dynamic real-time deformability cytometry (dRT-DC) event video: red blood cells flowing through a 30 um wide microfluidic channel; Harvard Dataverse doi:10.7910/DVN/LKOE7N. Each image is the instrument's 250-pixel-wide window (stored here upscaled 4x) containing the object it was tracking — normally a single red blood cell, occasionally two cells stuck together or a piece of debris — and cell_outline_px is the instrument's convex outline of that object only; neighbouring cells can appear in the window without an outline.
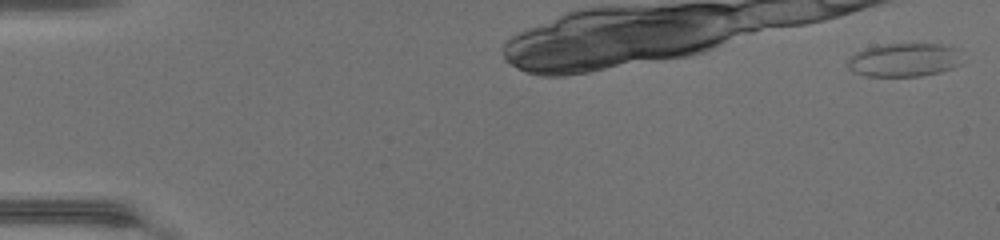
{"species": "common noctule bat (a hibernating species)", "species_latin": "Nyctalus noctula", "temperature_condition": "warm", "stored_images_in_passage": 16, "camera_frame_rate_fps": 3000, "um_per_image_px": 0.085, "animal": {"sex": "female", "body_mass_g": 17.0, "forearm_length_mm": 48.0}, "frame": {"image": 1, "passage_image": 1, "time_ms": 0.0, "image_size_px": [1000, 240], "cell_outline_px": [[960, 64], [952, 68], [940, 72], [920, 76], [864, 76], [848, 68], [848, 60], [856, 52], [864, 48], [884, 44], [944, 44], [956, 48]], "centroid_in_image_um": [76.83, 5.09], "position_along_channel_um": 8.2, "area_um2": 22.2}}